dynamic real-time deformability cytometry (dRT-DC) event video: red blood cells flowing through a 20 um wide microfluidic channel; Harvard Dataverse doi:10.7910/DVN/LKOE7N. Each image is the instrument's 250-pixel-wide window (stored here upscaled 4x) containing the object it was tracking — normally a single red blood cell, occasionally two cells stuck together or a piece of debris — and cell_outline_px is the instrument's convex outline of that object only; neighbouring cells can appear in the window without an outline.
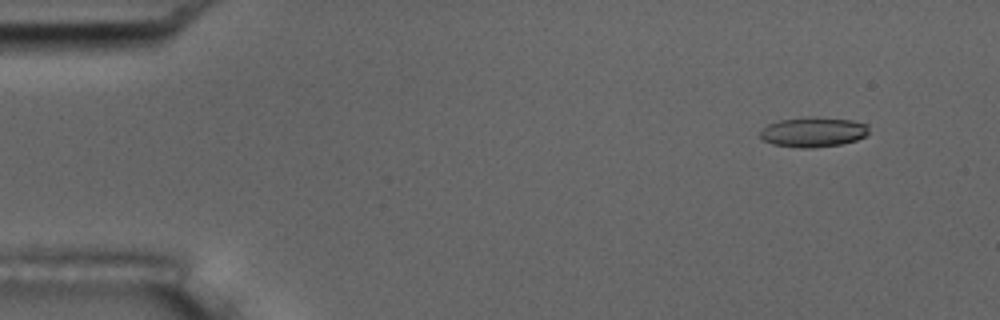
{"species": "common noctule bat (a hibernating species)", "species_latin": "Nyctalus noctula", "temperature_condition": "room temperature", "stored_images_in_passage": 50, "camera_frame_rate_fps": 3000, "um_per_image_px": 0.085, "animal": {"sex": "male", "body_mass_g": 17.5, "forearm_length_mm": 52.3}, "frame": {"image": 1, "passage_image": 1, "time_ms": 0.0, "image_size_px": [1000, 320], "cell_outline_px": [[868, 132], [864, 136], [856, 140], [840, 144], [812, 148], [800, 148], [772, 144], [764, 140], [760, 136], [760, 128], [768, 124], [780, 120], [812, 116], [852, 120], [868, 124]], "centroid_in_image_um": [69.1, 11.21], "position_along_channel_um": 15.9, "area_um2": 19.02}}
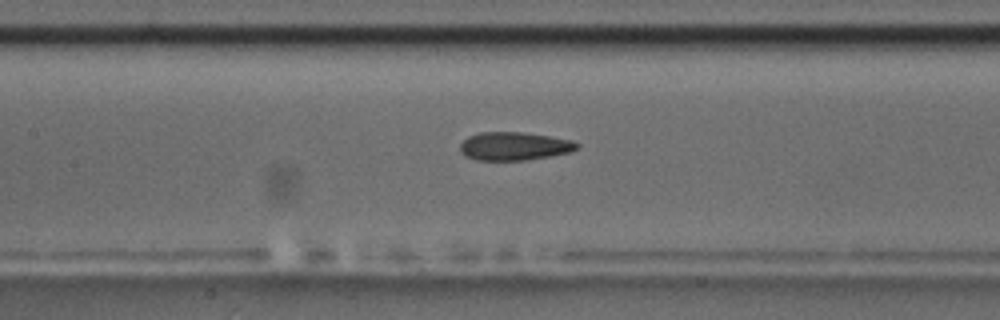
{"frame": {"image": 2, "passage_image": 21, "time_ms": 6.667, "image_size_px": [1000, 320], "cell_outline_px": [[580, 144], [576, 148], [568, 152], [528, 160], [476, 160], [464, 156], [460, 152], [460, 144], [468, 136], [480, 132], [520, 132], [548, 136], [572, 140]], "centroid_in_image_um": [43.65, 12.42], "position_along_channel_um": 163.7, "area_um2": 19.13}}
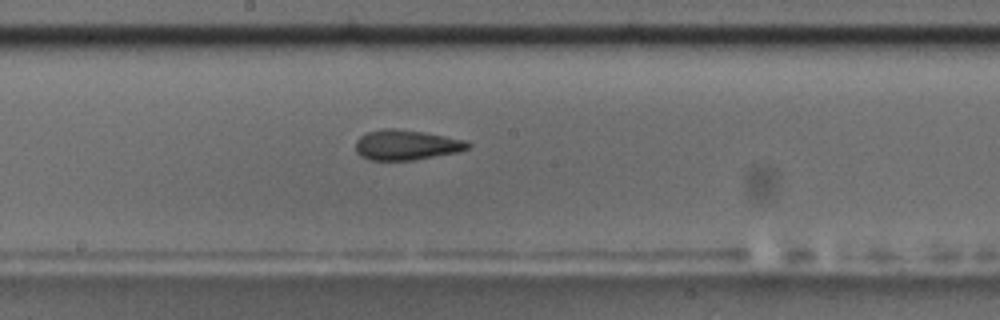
{"frame": {"image": 3, "passage_image": 25, "time_ms": 8.0, "image_size_px": [1000, 320], "cell_outline_px": [[472, 144], [468, 148], [456, 152], [412, 160], [368, 160], [360, 156], [356, 152], [356, 140], [360, 136], [368, 132], [388, 128], [396, 128], [424, 132], [468, 140]], "centroid_in_image_um": [34.53, 12.31], "position_along_channel_um": 213.7, "area_um2": 19.71}, "authors_computed_cell_mechanics": {"area_um2": 19.5942, "velocity_mm_per_s": 3.7751, "shape_relaxation_time_tau1_ms": null, "shape_relaxation_time_tau2_ms": 2.3607, "deformation_change_tau1": null, "deformation_change_tau2": 0.1052}}